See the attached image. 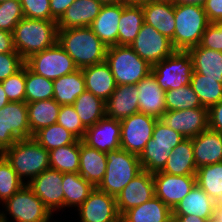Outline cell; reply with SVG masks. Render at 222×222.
<instances>
[{
  "label": "cell",
  "instance_id": "obj_58",
  "mask_svg": "<svg viewBox=\"0 0 222 222\" xmlns=\"http://www.w3.org/2000/svg\"><path fill=\"white\" fill-rule=\"evenodd\" d=\"M213 219H214L216 222H222V203L216 205Z\"/></svg>",
  "mask_w": 222,
  "mask_h": 222
},
{
  "label": "cell",
  "instance_id": "obj_60",
  "mask_svg": "<svg viewBox=\"0 0 222 222\" xmlns=\"http://www.w3.org/2000/svg\"><path fill=\"white\" fill-rule=\"evenodd\" d=\"M102 5L118 4L120 0H98Z\"/></svg>",
  "mask_w": 222,
  "mask_h": 222
},
{
  "label": "cell",
  "instance_id": "obj_42",
  "mask_svg": "<svg viewBox=\"0 0 222 222\" xmlns=\"http://www.w3.org/2000/svg\"><path fill=\"white\" fill-rule=\"evenodd\" d=\"M167 111L203 107L200 99L190 85L165 92Z\"/></svg>",
  "mask_w": 222,
  "mask_h": 222
},
{
  "label": "cell",
  "instance_id": "obj_35",
  "mask_svg": "<svg viewBox=\"0 0 222 222\" xmlns=\"http://www.w3.org/2000/svg\"><path fill=\"white\" fill-rule=\"evenodd\" d=\"M73 107L86 128L106 116L105 101L87 90L76 98Z\"/></svg>",
  "mask_w": 222,
  "mask_h": 222
},
{
  "label": "cell",
  "instance_id": "obj_5",
  "mask_svg": "<svg viewBox=\"0 0 222 222\" xmlns=\"http://www.w3.org/2000/svg\"><path fill=\"white\" fill-rule=\"evenodd\" d=\"M175 31L172 45L176 51H188L199 45L209 21L203 6L174 4Z\"/></svg>",
  "mask_w": 222,
  "mask_h": 222
},
{
  "label": "cell",
  "instance_id": "obj_29",
  "mask_svg": "<svg viewBox=\"0 0 222 222\" xmlns=\"http://www.w3.org/2000/svg\"><path fill=\"white\" fill-rule=\"evenodd\" d=\"M192 138L183 139L169 155L161 172L171 175H196Z\"/></svg>",
  "mask_w": 222,
  "mask_h": 222
},
{
  "label": "cell",
  "instance_id": "obj_47",
  "mask_svg": "<svg viewBox=\"0 0 222 222\" xmlns=\"http://www.w3.org/2000/svg\"><path fill=\"white\" fill-rule=\"evenodd\" d=\"M185 137L174 131L169 126H166L160 119L157 120L152 138L146 145H162L172 146L174 149Z\"/></svg>",
  "mask_w": 222,
  "mask_h": 222
},
{
  "label": "cell",
  "instance_id": "obj_44",
  "mask_svg": "<svg viewBox=\"0 0 222 222\" xmlns=\"http://www.w3.org/2000/svg\"><path fill=\"white\" fill-rule=\"evenodd\" d=\"M24 18L19 0H8L0 3V30L13 33L15 26Z\"/></svg>",
  "mask_w": 222,
  "mask_h": 222
},
{
  "label": "cell",
  "instance_id": "obj_55",
  "mask_svg": "<svg viewBox=\"0 0 222 222\" xmlns=\"http://www.w3.org/2000/svg\"><path fill=\"white\" fill-rule=\"evenodd\" d=\"M173 222H209V220L194 215H173Z\"/></svg>",
  "mask_w": 222,
  "mask_h": 222
},
{
  "label": "cell",
  "instance_id": "obj_1",
  "mask_svg": "<svg viewBox=\"0 0 222 222\" xmlns=\"http://www.w3.org/2000/svg\"><path fill=\"white\" fill-rule=\"evenodd\" d=\"M57 42L78 69L106 61L107 46L90 27L58 30Z\"/></svg>",
  "mask_w": 222,
  "mask_h": 222
},
{
  "label": "cell",
  "instance_id": "obj_26",
  "mask_svg": "<svg viewBox=\"0 0 222 222\" xmlns=\"http://www.w3.org/2000/svg\"><path fill=\"white\" fill-rule=\"evenodd\" d=\"M215 208V202L196 184L172 211L173 215H194L211 220Z\"/></svg>",
  "mask_w": 222,
  "mask_h": 222
},
{
  "label": "cell",
  "instance_id": "obj_13",
  "mask_svg": "<svg viewBox=\"0 0 222 222\" xmlns=\"http://www.w3.org/2000/svg\"><path fill=\"white\" fill-rule=\"evenodd\" d=\"M78 222H120L116 197L96 187L88 198L75 210Z\"/></svg>",
  "mask_w": 222,
  "mask_h": 222
},
{
  "label": "cell",
  "instance_id": "obj_41",
  "mask_svg": "<svg viewBox=\"0 0 222 222\" xmlns=\"http://www.w3.org/2000/svg\"><path fill=\"white\" fill-rule=\"evenodd\" d=\"M172 150V146L145 145L144 150L138 156L142 170L150 173L161 171Z\"/></svg>",
  "mask_w": 222,
  "mask_h": 222
},
{
  "label": "cell",
  "instance_id": "obj_8",
  "mask_svg": "<svg viewBox=\"0 0 222 222\" xmlns=\"http://www.w3.org/2000/svg\"><path fill=\"white\" fill-rule=\"evenodd\" d=\"M151 73L164 92L190 85L193 61L188 51H175L155 64Z\"/></svg>",
  "mask_w": 222,
  "mask_h": 222
},
{
  "label": "cell",
  "instance_id": "obj_21",
  "mask_svg": "<svg viewBox=\"0 0 222 222\" xmlns=\"http://www.w3.org/2000/svg\"><path fill=\"white\" fill-rule=\"evenodd\" d=\"M196 167L222 162V134L208 128L192 138Z\"/></svg>",
  "mask_w": 222,
  "mask_h": 222
},
{
  "label": "cell",
  "instance_id": "obj_12",
  "mask_svg": "<svg viewBox=\"0 0 222 222\" xmlns=\"http://www.w3.org/2000/svg\"><path fill=\"white\" fill-rule=\"evenodd\" d=\"M130 47L152 67L176 51L168 37L146 23L142 24Z\"/></svg>",
  "mask_w": 222,
  "mask_h": 222
},
{
  "label": "cell",
  "instance_id": "obj_18",
  "mask_svg": "<svg viewBox=\"0 0 222 222\" xmlns=\"http://www.w3.org/2000/svg\"><path fill=\"white\" fill-rule=\"evenodd\" d=\"M120 137V121L105 116L93 126L86 129L82 141L89 147L102 152H109L121 148Z\"/></svg>",
  "mask_w": 222,
  "mask_h": 222
},
{
  "label": "cell",
  "instance_id": "obj_49",
  "mask_svg": "<svg viewBox=\"0 0 222 222\" xmlns=\"http://www.w3.org/2000/svg\"><path fill=\"white\" fill-rule=\"evenodd\" d=\"M25 65V60L17 52L0 54V82L14 75Z\"/></svg>",
  "mask_w": 222,
  "mask_h": 222
},
{
  "label": "cell",
  "instance_id": "obj_62",
  "mask_svg": "<svg viewBox=\"0 0 222 222\" xmlns=\"http://www.w3.org/2000/svg\"><path fill=\"white\" fill-rule=\"evenodd\" d=\"M58 219H59V218H58V217L56 218V216H55V219L53 218V222H65V221H64V220H65V218L63 219V221H62V220H61V221H59Z\"/></svg>",
  "mask_w": 222,
  "mask_h": 222
},
{
  "label": "cell",
  "instance_id": "obj_36",
  "mask_svg": "<svg viewBox=\"0 0 222 222\" xmlns=\"http://www.w3.org/2000/svg\"><path fill=\"white\" fill-rule=\"evenodd\" d=\"M196 184L215 202L222 203V162L197 168Z\"/></svg>",
  "mask_w": 222,
  "mask_h": 222
},
{
  "label": "cell",
  "instance_id": "obj_20",
  "mask_svg": "<svg viewBox=\"0 0 222 222\" xmlns=\"http://www.w3.org/2000/svg\"><path fill=\"white\" fill-rule=\"evenodd\" d=\"M122 11L121 3L102 5L99 15L89 26L107 48L118 45V28Z\"/></svg>",
  "mask_w": 222,
  "mask_h": 222
},
{
  "label": "cell",
  "instance_id": "obj_22",
  "mask_svg": "<svg viewBox=\"0 0 222 222\" xmlns=\"http://www.w3.org/2000/svg\"><path fill=\"white\" fill-rule=\"evenodd\" d=\"M144 23L152 26L171 41L174 39L175 15L171 0L143 3Z\"/></svg>",
  "mask_w": 222,
  "mask_h": 222
},
{
  "label": "cell",
  "instance_id": "obj_16",
  "mask_svg": "<svg viewBox=\"0 0 222 222\" xmlns=\"http://www.w3.org/2000/svg\"><path fill=\"white\" fill-rule=\"evenodd\" d=\"M160 120L185 138H193L209 128L206 107L166 111Z\"/></svg>",
  "mask_w": 222,
  "mask_h": 222
},
{
  "label": "cell",
  "instance_id": "obj_51",
  "mask_svg": "<svg viewBox=\"0 0 222 222\" xmlns=\"http://www.w3.org/2000/svg\"><path fill=\"white\" fill-rule=\"evenodd\" d=\"M202 6L209 23L222 22V0H206Z\"/></svg>",
  "mask_w": 222,
  "mask_h": 222
},
{
  "label": "cell",
  "instance_id": "obj_32",
  "mask_svg": "<svg viewBox=\"0 0 222 222\" xmlns=\"http://www.w3.org/2000/svg\"><path fill=\"white\" fill-rule=\"evenodd\" d=\"M59 105L53 98L27 103L31 137L39 130L57 122Z\"/></svg>",
  "mask_w": 222,
  "mask_h": 222
},
{
  "label": "cell",
  "instance_id": "obj_31",
  "mask_svg": "<svg viewBox=\"0 0 222 222\" xmlns=\"http://www.w3.org/2000/svg\"><path fill=\"white\" fill-rule=\"evenodd\" d=\"M64 212L74 211L88 198L94 186L79 173H63Z\"/></svg>",
  "mask_w": 222,
  "mask_h": 222
},
{
  "label": "cell",
  "instance_id": "obj_52",
  "mask_svg": "<svg viewBox=\"0 0 222 222\" xmlns=\"http://www.w3.org/2000/svg\"><path fill=\"white\" fill-rule=\"evenodd\" d=\"M209 128L222 134V100L208 109Z\"/></svg>",
  "mask_w": 222,
  "mask_h": 222
},
{
  "label": "cell",
  "instance_id": "obj_56",
  "mask_svg": "<svg viewBox=\"0 0 222 222\" xmlns=\"http://www.w3.org/2000/svg\"><path fill=\"white\" fill-rule=\"evenodd\" d=\"M174 4H189L202 6L206 0H171Z\"/></svg>",
  "mask_w": 222,
  "mask_h": 222
},
{
  "label": "cell",
  "instance_id": "obj_17",
  "mask_svg": "<svg viewBox=\"0 0 222 222\" xmlns=\"http://www.w3.org/2000/svg\"><path fill=\"white\" fill-rule=\"evenodd\" d=\"M155 196L153 173L142 170L116 196L117 209L122 216Z\"/></svg>",
  "mask_w": 222,
  "mask_h": 222
},
{
  "label": "cell",
  "instance_id": "obj_7",
  "mask_svg": "<svg viewBox=\"0 0 222 222\" xmlns=\"http://www.w3.org/2000/svg\"><path fill=\"white\" fill-rule=\"evenodd\" d=\"M106 62L117 85H136L151 73L152 69V66L141 59L130 46L108 47Z\"/></svg>",
  "mask_w": 222,
  "mask_h": 222
},
{
  "label": "cell",
  "instance_id": "obj_34",
  "mask_svg": "<svg viewBox=\"0 0 222 222\" xmlns=\"http://www.w3.org/2000/svg\"><path fill=\"white\" fill-rule=\"evenodd\" d=\"M143 23L144 12L141 5H123L118 28V45L130 46Z\"/></svg>",
  "mask_w": 222,
  "mask_h": 222
},
{
  "label": "cell",
  "instance_id": "obj_39",
  "mask_svg": "<svg viewBox=\"0 0 222 222\" xmlns=\"http://www.w3.org/2000/svg\"><path fill=\"white\" fill-rule=\"evenodd\" d=\"M32 137L47 151L69 145L77 140L72 133L57 123L37 131Z\"/></svg>",
  "mask_w": 222,
  "mask_h": 222
},
{
  "label": "cell",
  "instance_id": "obj_64",
  "mask_svg": "<svg viewBox=\"0 0 222 222\" xmlns=\"http://www.w3.org/2000/svg\"><path fill=\"white\" fill-rule=\"evenodd\" d=\"M209 222H216L213 218L211 220H209Z\"/></svg>",
  "mask_w": 222,
  "mask_h": 222
},
{
  "label": "cell",
  "instance_id": "obj_65",
  "mask_svg": "<svg viewBox=\"0 0 222 222\" xmlns=\"http://www.w3.org/2000/svg\"><path fill=\"white\" fill-rule=\"evenodd\" d=\"M6 1H8V0H0V3H2V2H6Z\"/></svg>",
  "mask_w": 222,
  "mask_h": 222
},
{
  "label": "cell",
  "instance_id": "obj_28",
  "mask_svg": "<svg viewBox=\"0 0 222 222\" xmlns=\"http://www.w3.org/2000/svg\"><path fill=\"white\" fill-rule=\"evenodd\" d=\"M122 222H173V211L161 199L153 196L147 202L127 210Z\"/></svg>",
  "mask_w": 222,
  "mask_h": 222
},
{
  "label": "cell",
  "instance_id": "obj_3",
  "mask_svg": "<svg viewBox=\"0 0 222 222\" xmlns=\"http://www.w3.org/2000/svg\"><path fill=\"white\" fill-rule=\"evenodd\" d=\"M3 157L25 184L50 168L49 151L33 137L17 140L4 150Z\"/></svg>",
  "mask_w": 222,
  "mask_h": 222
},
{
  "label": "cell",
  "instance_id": "obj_40",
  "mask_svg": "<svg viewBox=\"0 0 222 222\" xmlns=\"http://www.w3.org/2000/svg\"><path fill=\"white\" fill-rule=\"evenodd\" d=\"M53 80L47 79L41 75L32 72L26 66V79H25V102L31 103L34 101L52 99Z\"/></svg>",
  "mask_w": 222,
  "mask_h": 222
},
{
  "label": "cell",
  "instance_id": "obj_2",
  "mask_svg": "<svg viewBox=\"0 0 222 222\" xmlns=\"http://www.w3.org/2000/svg\"><path fill=\"white\" fill-rule=\"evenodd\" d=\"M58 40L57 21L22 18L13 31L14 49L26 60Z\"/></svg>",
  "mask_w": 222,
  "mask_h": 222
},
{
  "label": "cell",
  "instance_id": "obj_37",
  "mask_svg": "<svg viewBox=\"0 0 222 222\" xmlns=\"http://www.w3.org/2000/svg\"><path fill=\"white\" fill-rule=\"evenodd\" d=\"M80 159V140L49 151L50 168L61 173H78Z\"/></svg>",
  "mask_w": 222,
  "mask_h": 222
},
{
  "label": "cell",
  "instance_id": "obj_63",
  "mask_svg": "<svg viewBox=\"0 0 222 222\" xmlns=\"http://www.w3.org/2000/svg\"><path fill=\"white\" fill-rule=\"evenodd\" d=\"M3 155H4V151L1 149V147H0V159H2L3 158Z\"/></svg>",
  "mask_w": 222,
  "mask_h": 222
},
{
  "label": "cell",
  "instance_id": "obj_33",
  "mask_svg": "<svg viewBox=\"0 0 222 222\" xmlns=\"http://www.w3.org/2000/svg\"><path fill=\"white\" fill-rule=\"evenodd\" d=\"M53 99L59 105H73L76 98L86 90L82 69L53 80Z\"/></svg>",
  "mask_w": 222,
  "mask_h": 222
},
{
  "label": "cell",
  "instance_id": "obj_14",
  "mask_svg": "<svg viewBox=\"0 0 222 222\" xmlns=\"http://www.w3.org/2000/svg\"><path fill=\"white\" fill-rule=\"evenodd\" d=\"M62 181L63 173L49 168L28 183V186L34 191L35 195H37L51 213L57 217L60 215V212H62L61 214L64 212Z\"/></svg>",
  "mask_w": 222,
  "mask_h": 222
},
{
  "label": "cell",
  "instance_id": "obj_25",
  "mask_svg": "<svg viewBox=\"0 0 222 222\" xmlns=\"http://www.w3.org/2000/svg\"><path fill=\"white\" fill-rule=\"evenodd\" d=\"M101 7L98 0H75L57 21L58 30L89 27L99 15Z\"/></svg>",
  "mask_w": 222,
  "mask_h": 222
},
{
  "label": "cell",
  "instance_id": "obj_6",
  "mask_svg": "<svg viewBox=\"0 0 222 222\" xmlns=\"http://www.w3.org/2000/svg\"><path fill=\"white\" fill-rule=\"evenodd\" d=\"M106 157L105 176L96 188L116 197L142 171V167L138 155L121 148L106 152Z\"/></svg>",
  "mask_w": 222,
  "mask_h": 222
},
{
  "label": "cell",
  "instance_id": "obj_10",
  "mask_svg": "<svg viewBox=\"0 0 222 222\" xmlns=\"http://www.w3.org/2000/svg\"><path fill=\"white\" fill-rule=\"evenodd\" d=\"M27 138H31L27 103L9 102L0 109V147L4 151Z\"/></svg>",
  "mask_w": 222,
  "mask_h": 222
},
{
  "label": "cell",
  "instance_id": "obj_54",
  "mask_svg": "<svg viewBox=\"0 0 222 222\" xmlns=\"http://www.w3.org/2000/svg\"><path fill=\"white\" fill-rule=\"evenodd\" d=\"M17 52L13 45V33L0 30V54Z\"/></svg>",
  "mask_w": 222,
  "mask_h": 222
},
{
  "label": "cell",
  "instance_id": "obj_23",
  "mask_svg": "<svg viewBox=\"0 0 222 222\" xmlns=\"http://www.w3.org/2000/svg\"><path fill=\"white\" fill-rule=\"evenodd\" d=\"M138 93L135 85H117L105 102L106 116L120 121L138 113Z\"/></svg>",
  "mask_w": 222,
  "mask_h": 222
},
{
  "label": "cell",
  "instance_id": "obj_46",
  "mask_svg": "<svg viewBox=\"0 0 222 222\" xmlns=\"http://www.w3.org/2000/svg\"><path fill=\"white\" fill-rule=\"evenodd\" d=\"M26 65L6 80L1 81L10 102H25Z\"/></svg>",
  "mask_w": 222,
  "mask_h": 222
},
{
  "label": "cell",
  "instance_id": "obj_9",
  "mask_svg": "<svg viewBox=\"0 0 222 222\" xmlns=\"http://www.w3.org/2000/svg\"><path fill=\"white\" fill-rule=\"evenodd\" d=\"M25 65L34 73L55 80L78 70L73 59L58 44L35 53L25 60Z\"/></svg>",
  "mask_w": 222,
  "mask_h": 222
},
{
  "label": "cell",
  "instance_id": "obj_38",
  "mask_svg": "<svg viewBox=\"0 0 222 222\" xmlns=\"http://www.w3.org/2000/svg\"><path fill=\"white\" fill-rule=\"evenodd\" d=\"M190 86L203 107L209 109L222 100V83H219V79L203 78V75L193 71Z\"/></svg>",
  "mask_w": 222,
  "mask_h": 222
},
{
  "label": "cell",
  "instance_id": "obj_57",
  "mask_svg": "<svg viewBox=\"0 0 222 222\" xmlns=\"http://www.w3.org/2000/svg\"><path fill=\"white\" fill-rule=\"evenodd\" d=\"M10 101L7 98V95L4 91V88L0 82V109L8 104Z\"/></svg>",
  "mask_w": 222,
  "mask_h": 222
},
{
  "label": "cell",
  "instance_id": "obj_61",
  "mask_svg": "<svg viewBox=\"0 0 222 222\" xmlns=\"http://www.w3.org/2000/svg\"><path fill=\"white\" fill-rule=\"evenodd\" d=\"M158 1H167V0H142V4L148 2H158Z\"/></svg>",
  "mask_w": 222,
  "mask_h": 222
},
{
  "label": "cell",
  "instance_id": "obj_4",
  "mask_svg": "<svg viewBox=\"0 0 222 222\" xmlns=\"http://www.w3.org/2000/svg\"><path fill=\"white\" fill-rule=\"evenodd\" d=\"M54 216L28 184L0 205V222H50Z\"/></svg>",
  "mask_w": 222,
  "mask_h": 222
},
{
  "label": "cell",
  "instance_id": "obj_45",
  "mask_svg": "<svg viewBox=\"0 0 222 222\" xmlns=\"http://www.w3.org/2000/svg\"><path fill=\"white\" fill-rule=\"evenodd\" d=\"M56 123L62 125L78 140H82L85 136L87 128L82 124L73 105H61Z\"/></svg>",
  "mask_w": 222,
  "mask_h": 222
},
{
  "label": "cell",
  "instance_id": "obj_50",
  "mask_svg": "<svg viewBox=\"0 0 222 222\" xmlns=\"http://www.w3.org/2000/svg\"><path fill=\"white\" fill-rule=\"evenodd\" d=\"M199 46L222 52V22L209 23L207 25Z\"/></svg>",
  "mask_w": 222,
  "mask_h": 222
},
{
  "label": "cell",
  "instance_id": "obj_24",
  "mask_svg": "<svg viewBox=\"0 0 222 222\" xmlns=\"http://www.w3.org/2000/svg\"><path fill=\"white\" fill-rule=\"evenodd\" d=\"M82 74L86 90L105 102L116 89L117 84L106 61L83 68Z\"/></svg>",
  "mask_w": 222,
  "mask_h": 222
},
{
  "label": "cell",
  "instance_id": "obj_53",
  "mask_svg": "<svg viewBox=\"0 0 222 222\" xmlns=\"http://www.w3.org/2000/svg\"><path fill=\"white\" fill-rule=\"evenodd\" d=\"M75 0H50L51 16L58 21Z\"/></svg>",
  "mask_w": 222,
  "mask_h": 222
},
{
  "label": "cell",
  "instance_id": "obj_27",
  "mask_svg": "<svg viewBox=\"0 0 222 222\" xmlns=\"http://www.w3.org/2000/svg\"><path fill=\"white\" fill-rule=\"evenodd\" d=\"M107 165L106 152L89 147L80 140V159L78 173L97 187L105 176Z\"/></svg>",
  "mask_w": 222,
  "mask_h": 222
},
{
  "label": "cell",
  "instance_id": "obj_15",
  "mask_svg": "<svg viewBox=\"0 0 222 222\" xmlns=\"http://www.w3.org/2000/svg\"><path fill=\"white\" fill-rule=\"evenodd\" d=\"M155 196L172 210L196 185V175L153 173Z\"/></svg>",
  "mask_w": 222,
  "mask_h": 222
},
{
  "label": "cell",
  "instance_id": "obj_11",
  "mask_svg": "<svg viewBox=\"0 0 222 222\" xmlns=\"http://www.w3.org/2000/svg\"><path fill=\"white\" fill-rule=\"evenodd\" d=\"M157 118L138 112L120 120L121 149L140 155L152 138Z\"/></svg>",
  "mask_w": 222,
  "mask_h": 222
},
{
  "label": "cell",
  "instance_id": "obj_48",
  "mask_svg": "<svg viewBox=\"0 0 222 222\" xmlns=\"http://www.w3.org/2000/svg\"><path fill=\"white\" fill-rule=\"evenodd\" d=\"M24 18L56 21L51 16L50 0H19Z\"/></svg>",
  "mask_w": 222,
  "mask_h": 222
},
{
  "label": "cell",
  "instance_id": "obj_43",
  "mask_svg": "<svg viewBox=\"0 0 222 222\" xmlns=\"http://www.w3.org/2000/svg\"><path fill=\"white\" fill-rule=\"evenodd\" d=\"M25 183L3 157L0 159V205L19 191Z\"/></svg>",
  "mask_w": 222,
  "mask_h": 222
},
{
  "label": "cell",
  "instance_id": "obj_59",
  "mask_svg": "<svg viewBox=\"0 0 222 222\" xmlns=\"http://www.w3.org/2000/svg\"><path fill=\"white\" fill-rule=\"evenodd\" d=\"M123 5H142V0H120Z\"/></svg>",
  "mask_w": 222,
  "mask_h": 222
},
{
  "label": "cell",
  "instance_id": "obj_19",
  "mask_svg": "<svg viewBox=\"0 0 222 222\" xmlns=\"http://www.w3.org/2000/svg\"><path fill=\"white\" fill-rule=\"evenodd\" d=\"M139 112L160 119L167 111L165 92L158 85L154 75L149 73L138 84Z\"/></svg>",
  "mask_w": 222,
  "mask_h": 222
},
{
  "label": "cell",
  "instance_id": "obj_30",
  "mask_svg": "<svg viewBox=\"0 0 222 222\" xmlns=\"http://www.w3.org/2000/svg\"><path fill=\"white\" fill-rule=\"evenodd\" d=\"M193 61V71L203 78L219 79L222 83V52L197 45L188 50Z\"/></svg>",
  "mask_w": 222,
  "mask_h": 222
}]
</instances>
